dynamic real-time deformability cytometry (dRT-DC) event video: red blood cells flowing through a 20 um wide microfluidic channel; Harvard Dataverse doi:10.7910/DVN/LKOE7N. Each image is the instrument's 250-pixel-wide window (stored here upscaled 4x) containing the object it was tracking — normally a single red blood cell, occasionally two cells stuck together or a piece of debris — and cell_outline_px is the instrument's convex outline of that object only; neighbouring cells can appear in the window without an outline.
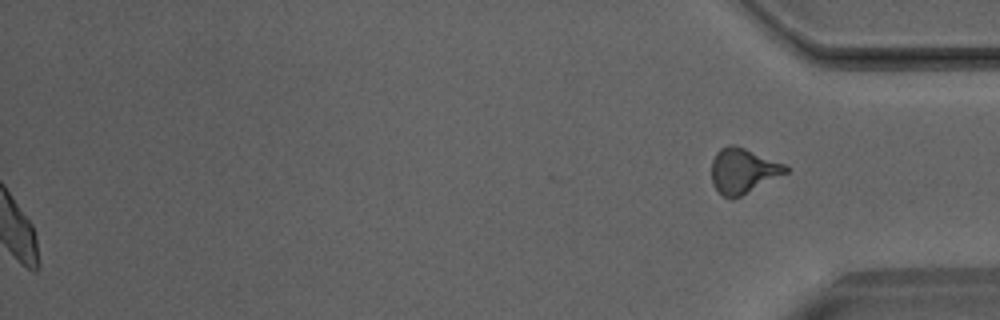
{"species": "Egyptian fruit bat (a non-hibernating species)", "species_latin": "Rousettus aegyptiacus", "temperature_condition": "room temperature", "stored_images_in_passage": 46, "segment_of_instrument_passage": [2, 2], "camera_frame_rate_fps": 3000, "um_per_image_px": 0.085, "animal": {"sex": "male"}, "frame": {"image": 1, "passage_image": 46, "time_ms": 15.0, "image_size_px": [1000, 320], "cell_outline_px": [[792, 168], [788, 172], [732, 200], [724, 196], [712, 184], [712, 160], [716, 152], [720, 148], [728, 144], [736, 144], [784, 164]], "centroid_in_image_um": [63.15, 14.49], "position_along_channel_um": 372.1, "area_um2": 19.48}}